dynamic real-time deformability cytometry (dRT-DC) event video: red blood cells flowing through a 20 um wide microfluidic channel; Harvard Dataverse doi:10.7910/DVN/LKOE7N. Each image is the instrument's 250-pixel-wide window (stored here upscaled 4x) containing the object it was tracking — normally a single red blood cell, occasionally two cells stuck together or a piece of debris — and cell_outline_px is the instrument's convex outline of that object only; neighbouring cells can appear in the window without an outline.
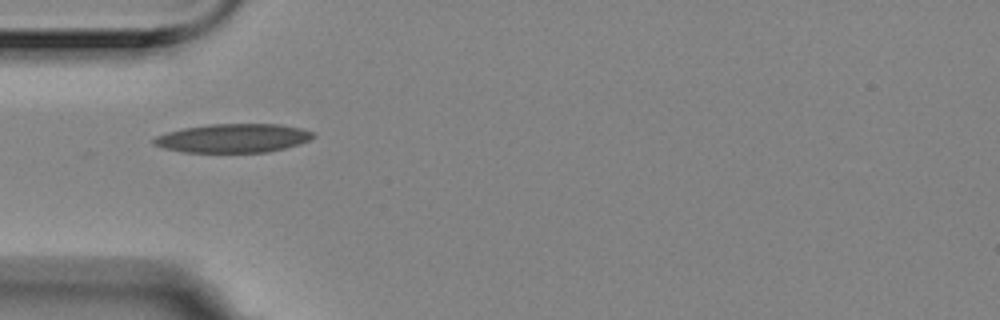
{"species": "Egyptian fruit bat (a non-hibernating species)", "species_latin": "Rousettus aegyptiacus", "temperature_condition": "room temperature", "stored_images_in_passage": 7, "camera_frame_rate_fps": 3000, "um_per_image_px": 0.085, "animal": {"sex": "female"}, "frame": {"image": 1, "passage_image": 5, "time_ms": 1.333, "image_size_px": [1000, 320], "cell_outline_px": [[316, 136], [300, 144], [268, 152], [184, 152], [164, 148], [152, 144], [152, 140], [156, 136], [168, 132], [184, 128], [208, 124], [280, 124], [304, 128], [312, 132]], "centroid_in_image_um": [19.84, 11.74], "position_along_channel_um": 65.2, "area_um2": 26.76}}
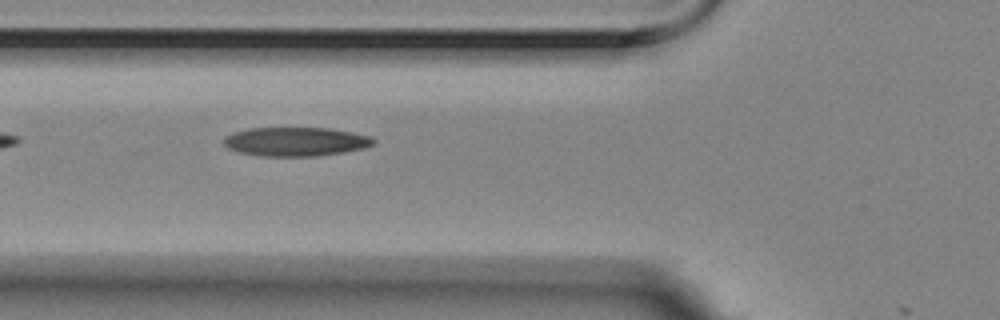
{"frame": {"image": 2, "passage_image": 6, "time_ms": 1.667, "image_size_px": [1000, 320], "cell_outline_px": [[376, 144], [364, 148], [344, 152], [316, 156], [260, 156], [240, 152], [228, 148], [224, 144], [224, 136], [232, 132], [248, 128], [328, 128], [352, 132], [372, 136], [376, 140]], "centroid_in_image_um": [25.16, 12.03], "position_along_channel_um": 100.6, "area_um2": 25.43}}
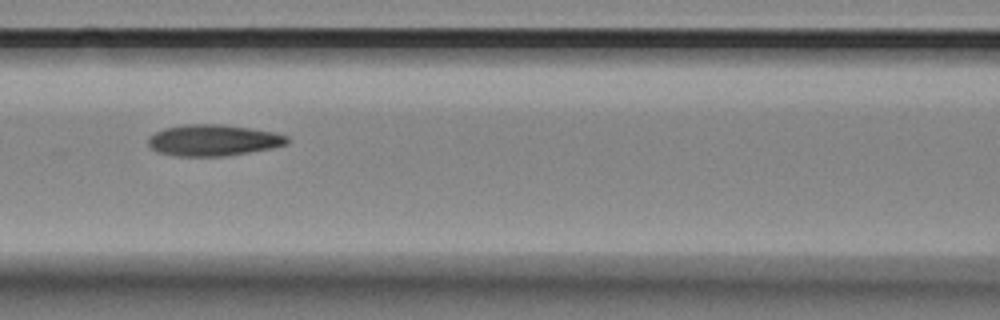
{"frame": {"image": 3, "passage_image": 7, "time_ms": 2.0, "image_size_px": [1000, 320], "cell_outline_px": [[288, 144], [272, 148], [224, 156], [172, 156], [156, 152], [148, 144], [148, 136], [164, 128], [184, 124], [220, 124], [248, 128], [272, 132], [288, 136]], "centroid_in_image_um": [18.08, 11.92], "position_along_channel_um": 148.5, "area_um2": 25.32}}